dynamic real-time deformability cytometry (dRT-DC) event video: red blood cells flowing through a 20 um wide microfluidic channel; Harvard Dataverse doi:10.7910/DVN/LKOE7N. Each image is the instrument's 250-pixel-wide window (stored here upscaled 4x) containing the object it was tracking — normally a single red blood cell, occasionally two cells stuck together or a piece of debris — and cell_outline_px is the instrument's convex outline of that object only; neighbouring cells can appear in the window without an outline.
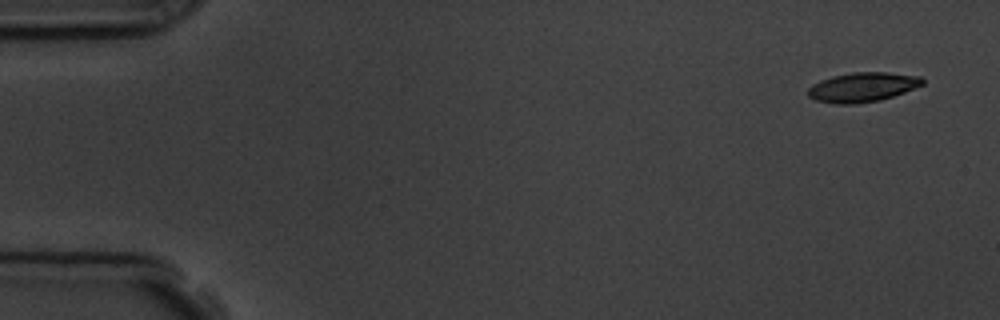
{"species": "common noctule bat (a hibernating species)", "species_latin": "Nyctalus noctula", "temperature_condition": "room temperature", "stored_images_in_passage": 11, "camera_frame_rate_fps": 3000, "um_per_image_px": 0.085, "animal": {"sex": "male", "body_mass_g": 19.5, "forearm_length_mm": 54.6}, "frame": {"image": 1, "passage_image": 1, "time_ms": 0.0, "image_size_px": [1000, 320], "cell_outline_px": [[924, 84], [904, 92], [880, 100], [856, 104], [836, 104], [816, 100], [808, 96], [808, 88], [812, 84], [820, 80], [832, 76], [852, 72], [888, 72], [920, 76], [924, 80]], "centroid_in_image_um": [73.3, 7.4], "position_along_channel_um": 11.7, "area_um2": 19.71}}
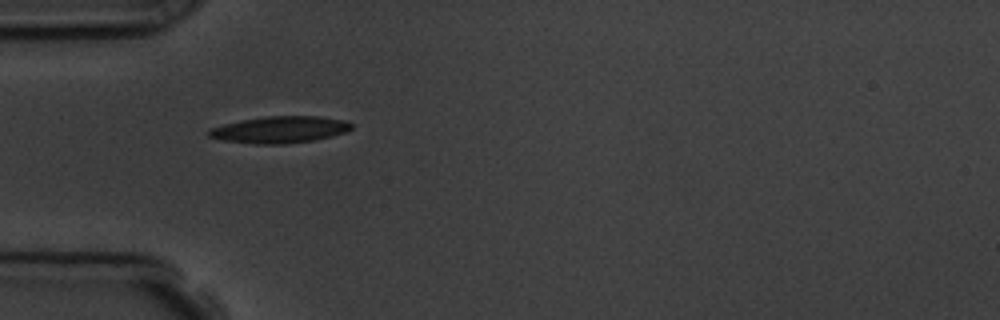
{"frame": {"image": 2, "passage_image": 5, "time_ms": 4.667, "image_size_px": [1000, 320], "cell_outline_px": [[352, 128], [344, 132], [332, 136], [316, 140], [284, 144], [256, 144], [224, 140], [208, 136], [208, 128], [224, 124], [264, 116], [316, 116], [344, 120], [352, 124]], "centroid_in_image_um": [23.78, 11.02], "position_along_channel_um": 61.2, "area_um2": 22.08}}
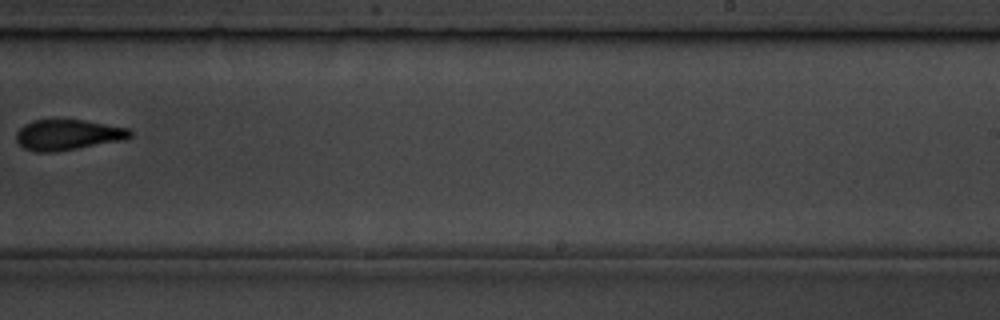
{"frame": {"image": 3, "passage_image": 10, "time_ms": 10.667, "image_size_px": [1000, 320], "cell_outline_px": [[132, 136], [128, 140], [52, 152], [36, 152], [24, 148], [16, 140], [16, 132], [24, 124], [32, 120], [84, 120], [128, 128], [132, 132]], "centroid_in_image_um": [5.79, 11.46], "position_along_channel_um": 283.2, "area_um2": 20.35}}